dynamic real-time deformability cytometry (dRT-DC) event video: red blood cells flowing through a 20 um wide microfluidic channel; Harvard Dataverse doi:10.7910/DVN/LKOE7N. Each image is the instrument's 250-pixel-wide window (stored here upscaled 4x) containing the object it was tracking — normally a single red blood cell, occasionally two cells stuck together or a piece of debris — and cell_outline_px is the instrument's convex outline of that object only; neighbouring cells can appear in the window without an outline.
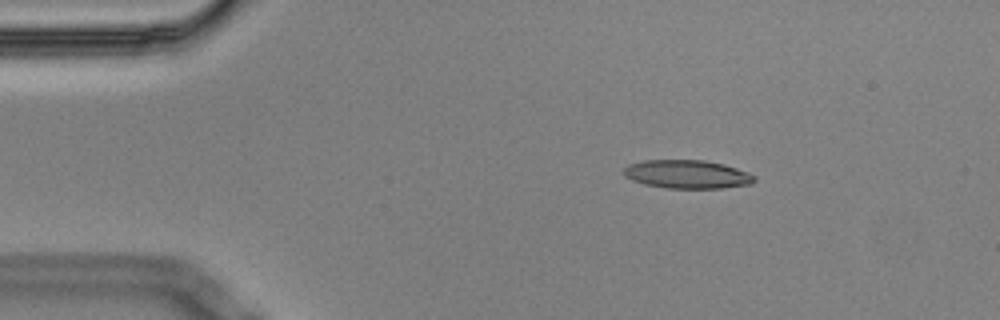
{"species": "Egyptian fruit bat (a non-hibernating species)", "species_latin": "Rousettus aegyptiacus", "temperature_condition": "cold", "stored_images_in_passage": 2, "camera_frame_rate_fps": 3000, "um_per_image_px": 0.085, "animal": {"sex": "male"}, "frame": {"image": 1, "passage_image": 1, "time_ms": 0.0, "image_size_px": [1000, 320], "cell_outline_px": [[756, 180], [752, 184], [724, 188], [664, 188], [644, 184], [632, 180], [624, 176], [624, 168], [628, 164], [644, 160], [704, 160], [724, 164], [748, 172], [756, 176]], "centroid_in_image_um": [58.42, 14.81], "position_along_channel_um": 26.6, "area_um2": 21.85}}